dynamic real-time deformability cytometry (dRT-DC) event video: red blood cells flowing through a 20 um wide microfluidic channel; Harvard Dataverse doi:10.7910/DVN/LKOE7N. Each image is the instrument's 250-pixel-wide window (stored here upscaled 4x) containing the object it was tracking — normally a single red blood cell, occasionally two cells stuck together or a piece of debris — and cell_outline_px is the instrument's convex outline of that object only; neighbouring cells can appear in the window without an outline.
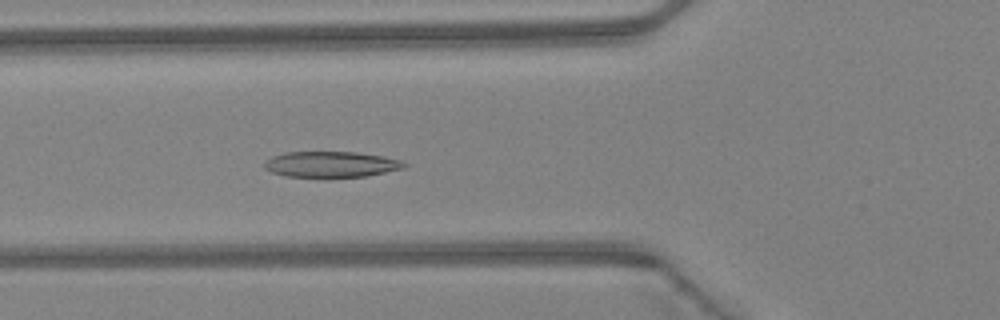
{"species": "Egyptian fruit bat (a non-hibernating species)", "species_latin": "Rousettus aegyptiacus", "temperature_condition": "warm", "stored_images_in_passage": 48, "camera_frame_rate_fps": 3000, "um_per_image_px": 0.085, "animal": {"sex": "female"}, "frame": {"image": 1, "passage_image": 18, "time_ms": 5.667, "image_size_px": [1000, 320], "cell_outline_px": [[408, 164], [404, 168], [368, 176], [284, 176], [272, 172], [264, 168], [264, 164], [272, 156], [284, 152], [356, 152], [384, 156], [400, 160]], "centroid_in_image_um": [28.16, 13.95], "position_along_channel_um": 97.6, "area_um2": 20.81}}
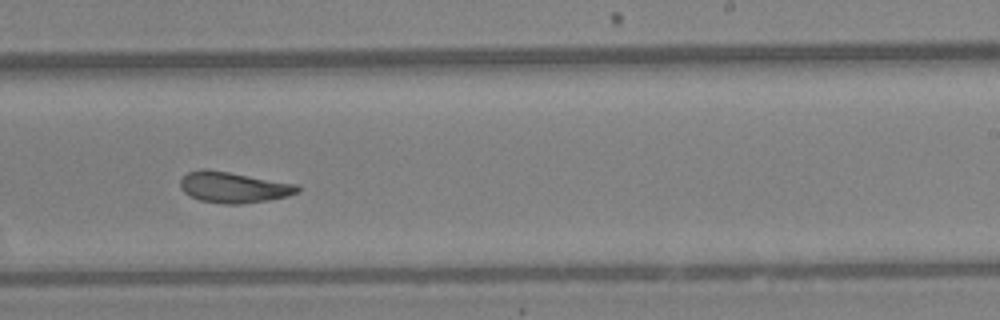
{"frame": {"image": 2, "passage_image": 30, "time_ms": 9.667, "image_size_px": [1000, 320], "cell_outline_px": [[300, 192], [288, 196], [268, 200], [240, 204], [224, 204], [200, 200], [184, 192], [180, 188], [180, 180], [188, 172], [200, 168], [204, 168], [228, 172], [296, 184], [300, 188]], "centroid_in_image_um": [19.84, 15.92], "position_along_channel_um": 269.2, "area_um2": 20.98}}
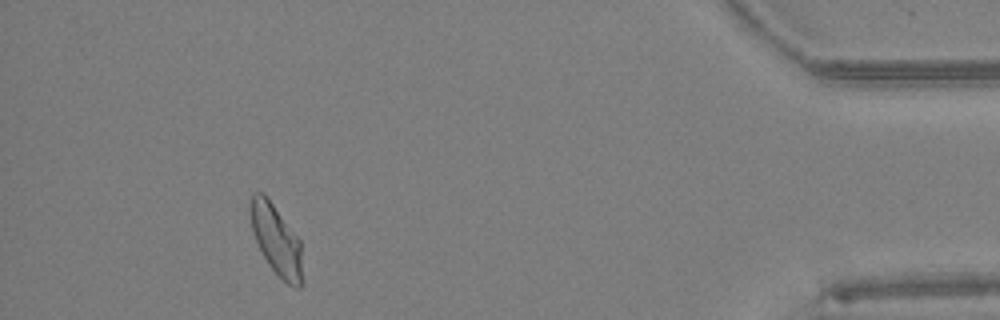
{"frame": {"image": 3, "passage_image": 44, "time_ms": 14.333, "image_size_px": [1000, 320], "cell_outline_px": [[304, 280], [300, 288], [296, 288], [288, 284], [268, 264], [252, 232], [252, 192], [264, 192], [300, 240]], "centroid_in_image_um": [23.54, 20.44], "position_along_channel_um": 411.7, "area_um2": 20.98}, "authors_computed_cell_mechanics": {"area_um2": 21.7617, "velocity_mm_per_s": 4.3, "shape_relaxation_time_tau1_ms": 5.8054, "shape_relaxation_time_tau2_ms": 1.4964, "deformation_change_tau1": 0.1655, "deformation_change_tau2": 0.0837}}